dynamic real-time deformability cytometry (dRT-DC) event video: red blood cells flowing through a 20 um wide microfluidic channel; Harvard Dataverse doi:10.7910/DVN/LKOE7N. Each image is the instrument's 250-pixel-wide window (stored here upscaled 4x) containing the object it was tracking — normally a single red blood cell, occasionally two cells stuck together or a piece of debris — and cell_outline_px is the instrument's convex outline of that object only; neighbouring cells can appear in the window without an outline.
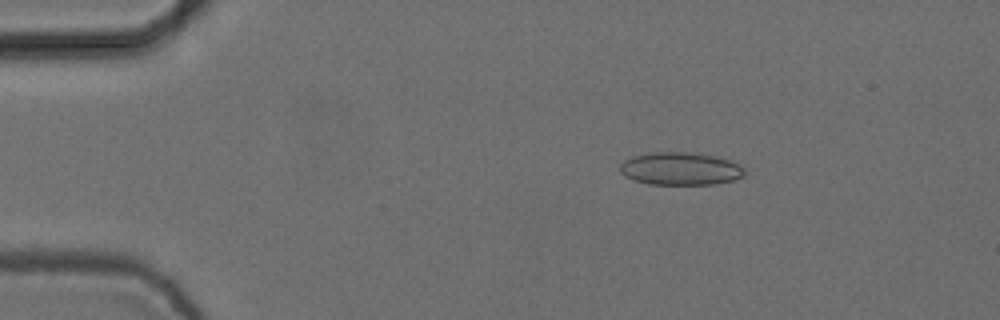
{"species": "common noctule bat (a hibernating species)", "species_latin": "Nyctalus noctula", "temperature_condition": "cold", "stored_images_in_passage": 5, "camera_frame_rate_fps": 3000, "um_per_image_px": 0.085, "animal": {"sex": "female", "body_mass_g": 24.6, "forearm_length_mm": 56.2}, "frame": {"image": 1, "passage_image": 3, "time_ms": 0.667, "image_size_px": [1000, 320], "cell_outline_px": [[744, 176], [736, 180], [716, 184], [648, 184], [632, 180], [624, 176], [620, 172], [620, 164], [624, 160], [632, 156], [652, 152], [688, 152], [712, 156], [728, 160], [740, 164], [744, 168]], "centroid_in_image_um": [57.82, 14.35], "position_along_channel_um": 27.2, "area_um2": 23.93}}